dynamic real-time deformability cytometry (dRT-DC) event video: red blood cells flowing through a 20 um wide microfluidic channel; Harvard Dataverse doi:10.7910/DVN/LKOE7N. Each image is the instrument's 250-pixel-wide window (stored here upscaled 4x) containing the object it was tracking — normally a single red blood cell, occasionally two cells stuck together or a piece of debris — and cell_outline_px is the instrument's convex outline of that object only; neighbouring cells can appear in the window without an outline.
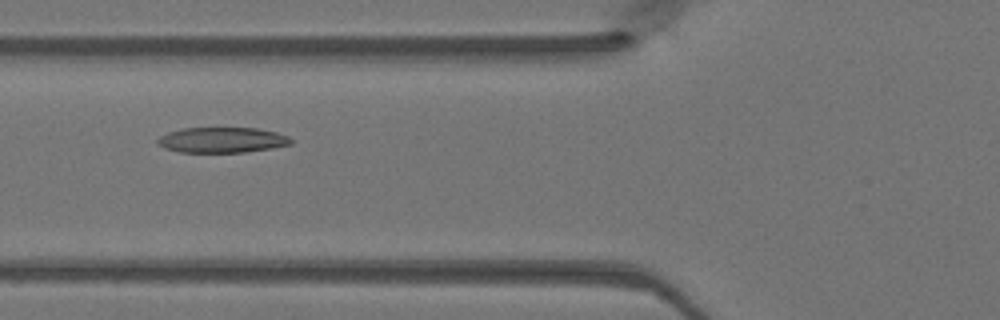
{"species": "Egyptian fruit bat (a non-hibernating species)", "species_latin": "Rousettus aegyptiacus", "temperature_condition": "warm", "stored_images_in_passage": 36, "camera_frame_rate_fps": 3000, "um_per_image_px": 0.085, "animal": {"sex": "female"}, "frame": {"image": 1, "passage_image": 10, "time_ms": 3.0, "image_size_px": [1000, 320], "cell_outline_px": [[292, 144], [272, 148], [244, 152], [180, 152], [164, 148], [156, 144], [156, 140], [160, 136], [168, 132], [184, 128], [256, 128], [276, 132], [288, 136], [292, 140]], "centroid_in_image_um": [18.86, 11.9], "position_along_channel_um": 106.9, "area_um2": 19.77}}
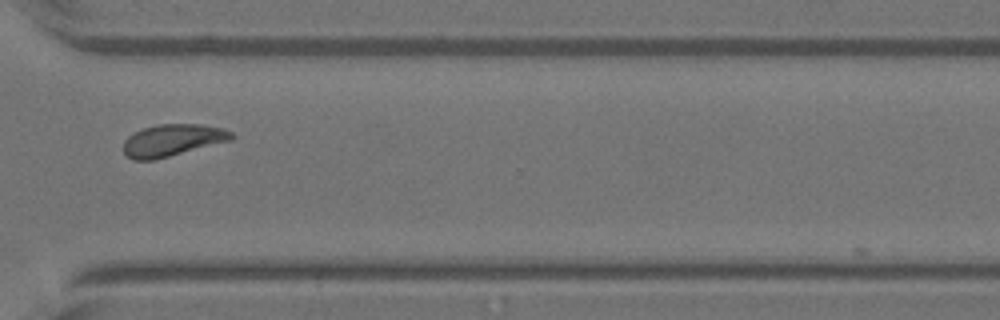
{"frame": {"image": 2, "passage_image": 28, "time_ms": 9.0, "image_size_px": [1000, 320], "cell_outline_px": [[236, 136], [232, 140], [156, 160], [132, 160], [124, 152], [124, 140], [128, 136], [144, 128], [160, 124], [200, 124], [224, 128], [232, 132]], "centroid_in_image_um": [14.7, 11.92], "position_along_channel_um": 355.9, "area_um2": 20.23}}
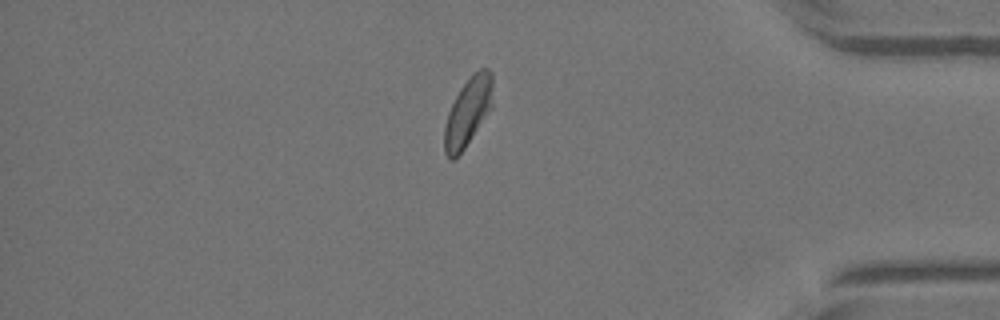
{"frame": {"image": 3, "passage_image": 33, "time_ms": 10.667, "image_size_px": [1000, 320], "cell_outline_px": [[492, 108], [464, 148], [452, 160], [448, 160], [444, 152], [444, 128], [448, 112], [460, 88], [472, 72], [480, 68], [488, 68], [492, 72]], "centroid_in_image_um": [39.77, 9.48], "position_along_channel_um": 395.4, "area_um2": 19.31}}